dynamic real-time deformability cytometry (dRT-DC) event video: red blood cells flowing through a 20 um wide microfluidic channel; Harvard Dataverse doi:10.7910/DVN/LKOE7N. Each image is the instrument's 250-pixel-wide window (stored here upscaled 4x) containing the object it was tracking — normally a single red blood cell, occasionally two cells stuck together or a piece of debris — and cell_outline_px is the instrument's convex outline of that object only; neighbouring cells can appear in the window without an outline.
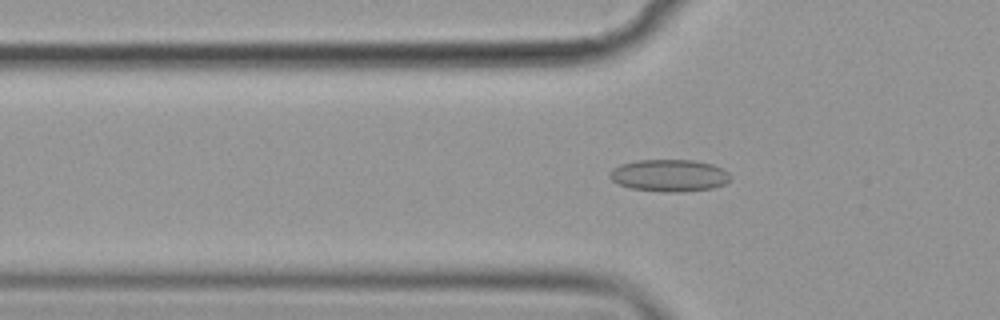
{"species": "common noctule bat (a hibernating species)", "species_latin": "Nyctalus noctula", "temperature_condition": "cold", "stored_images_in_passage": 44, "camera_frame_rate_fps": 3000, "um_per_image_px": 0.085, "animal": {"sex": "female", "body_mass_g": 19.9}, "frame": {"image": 1, "passage_image": 13, "time_ms": 4.0, "image_size_px": [1000, 320], "cell_outline_px": [[732, 180], [724, 184], [712, 188], [680, 192], [664, 192], [632, 188], [620, 184], [612, 180], [608, 176], [608, 172], [612, 168], [620, 164], [636, 160], [692, 160], [712, 164], [728, 172], [732, 176]], "centroid_in_image_um": [56.88, 14.91], "position_along_channel_um": 68.9, "area_um2": 22.66}}
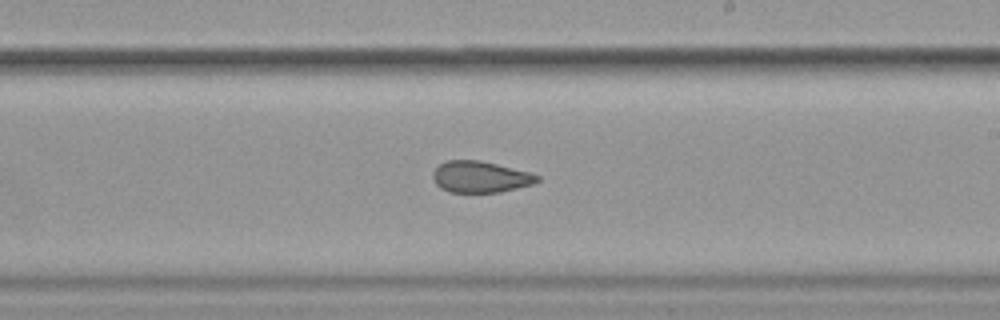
{"frame": {"image": 2, "passage_image": 28, "time_ms": 9.0, "image_size_px": [1000, 320], "cell_outline_px": [[540, 180], [532, 184], [500, 192], [448, 192], [440, 188], [436, 184], [432, 176], [432, 172], [440, 164], [448, 160], [480, 160], [528, 172], [540, 176]], "centroid_in_image_um": [40.8, 15.04], "position_along_channel_um": 248.2, "area_um2": 18.96}}
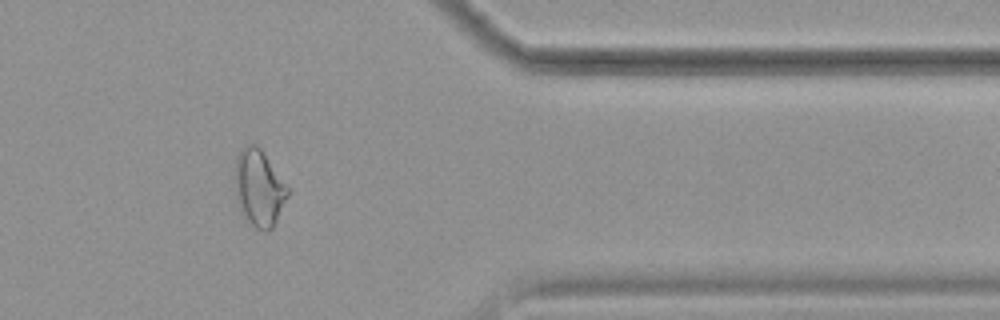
{"frame": {"image": 3, "passage_image": 41, "time_ms": 13.333, "image_size_px": [1000, 320], "cell_outline_px": [[288, 196], [272, 228], [268, 232], [264, 232], [256, 228], [240, 212], [236, 196], [236, 156], [240, 148], [248, 144], [256, 144], [260, 148], [288, 188]], "centroid_in_image_um": [22.0, 15.99], "position_along_channel_um": 389.4, "area_um2": 23.12}}